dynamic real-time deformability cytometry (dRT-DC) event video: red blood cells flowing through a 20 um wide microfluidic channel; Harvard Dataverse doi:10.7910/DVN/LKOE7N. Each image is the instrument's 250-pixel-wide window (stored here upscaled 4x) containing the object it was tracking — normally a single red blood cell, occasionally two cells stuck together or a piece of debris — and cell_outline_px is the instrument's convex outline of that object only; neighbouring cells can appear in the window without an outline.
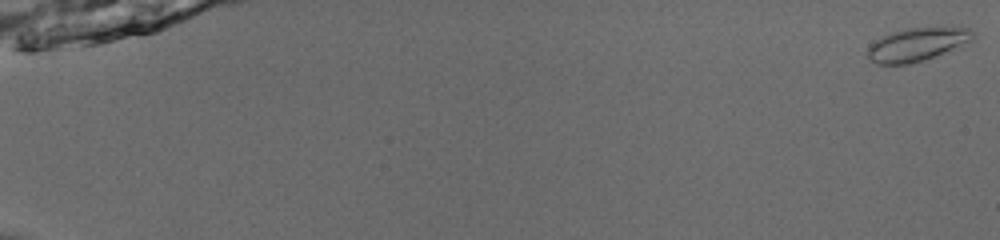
{"species": "common noctule bat (a hibernating species)", "species_latin": "Nyctalus noctula", "temperature_condition": "room temperature", "stored_images_in_passage": 54, "camera_frame_rate_fps": 3000, "um_per_image_px": 0.085, "animal": {"sex": "male", "body_mass_g": 13.0, "forearm_length_mm": 53.1}, "frame": {"image": 1, "passage_image": 1, "time_ms": 0.0, "image_size_px": [1000, 240], "cell_outline_px": [[976, 36], [968, 44], [924, 60], [908, 64], [876, 64], [868, 56], [868, 44], [888, 32], [908, 28], [968, 28], [976, 32]], "centroid_in_image_um": [77.96, 3.77], "position_along_channel_um": 7.0, "area_um2": 20.58}}
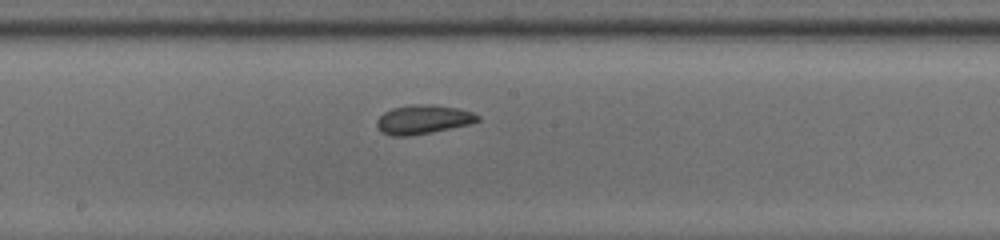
{"frame": {"image": 2, "passage_image": 32, "time_ms": 10.333, "image_size_px": [1000, 240], "cell_outline_px": [[480, 120], [468, 124], [408, 136], [392, 136], [380, 132], [376, 124], [376, 120], [384, 112], [392, 108], [412, 104], [432, 104], [456, 108], [472, 112], [480, 116]], "centroid_in_image_um": [35.91, 10.14], "position_along_channel_um": 212.3, "area_um2": 16.88}}
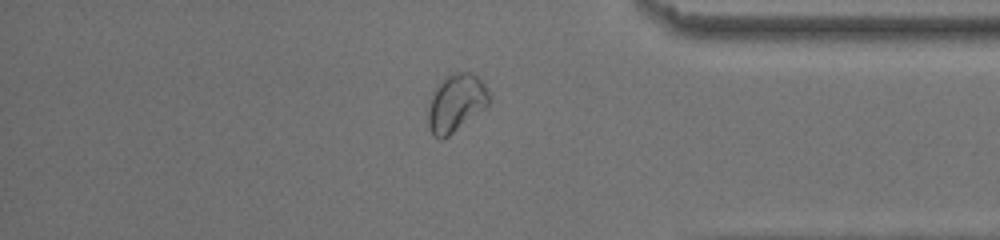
{"frame": {"image": 3, "passage_image": 47, "time_ms": 15.333, "image_size_px": [1000, 240], "cell_outline_px": [[492, 104], [448, 136], [440, 140], [432, 136], [428, 128], [428, 108], [432, 96], [436, 88], [452, 72], [472, 72], [484, 84], [492, 96]], "centroid_in_image_um": [38.81, 8.78], "position_along_channel_um": 396.4, "area_um2": 20.69}, "authors_computed_cell_mechanics": {"area_um2": 18.0047, "velocity_mm_per_s": 3.9208, "shape_relaxation_time_tau1_ms": 2.985, "shape_relaxation_time_tau2_ms": 1.2989, "deformation_change_tau1": 0.0892, "deformation_change_tau2": 0.0492}}